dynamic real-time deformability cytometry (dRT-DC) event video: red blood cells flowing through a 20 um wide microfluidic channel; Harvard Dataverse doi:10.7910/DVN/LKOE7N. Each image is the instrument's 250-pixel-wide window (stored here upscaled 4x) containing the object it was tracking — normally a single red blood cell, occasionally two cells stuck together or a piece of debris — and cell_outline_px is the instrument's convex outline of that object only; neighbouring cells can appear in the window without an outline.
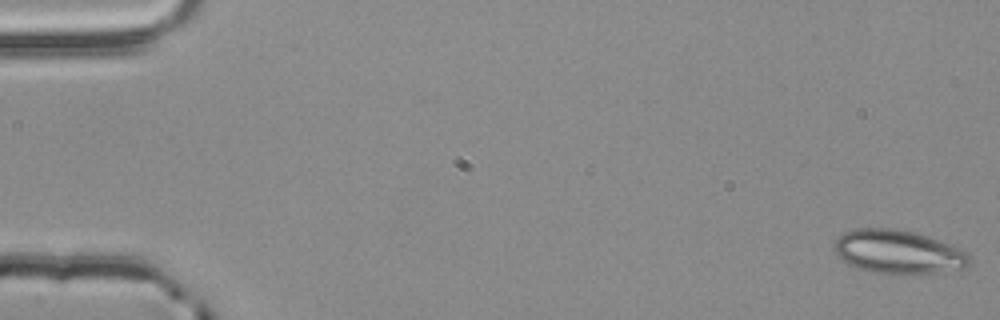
{"species": "common noctule bat (a hibernating species)", "species_latin": "Nyctalus noctula", "temperature_condition": "room temperature", "stored_images_in_passage": 5, "camera_frame_rate_fps": 3000, "um_per_image_px": 0.085, "animal": {"sex": "male", "body_mass_g": 20.4}, "frame": {"image": 1, "passage_image": 1, "time_ms": 0.0, "image_size_px": [1000, 320], "cell_outline_px": [[972, 264], [964, 268], [936, 272], [868, 272], [848, 264], [836, 256], [832, 248], [832, 244], [844, 232], [856, 228], [892, 228], [916, 232], [948, 244], [968, 252], [972, 256]], "centroid_in_image_um": [76.32, 21.39], "position_along_channel_um": 8.7, "area_um2": 34.22}}